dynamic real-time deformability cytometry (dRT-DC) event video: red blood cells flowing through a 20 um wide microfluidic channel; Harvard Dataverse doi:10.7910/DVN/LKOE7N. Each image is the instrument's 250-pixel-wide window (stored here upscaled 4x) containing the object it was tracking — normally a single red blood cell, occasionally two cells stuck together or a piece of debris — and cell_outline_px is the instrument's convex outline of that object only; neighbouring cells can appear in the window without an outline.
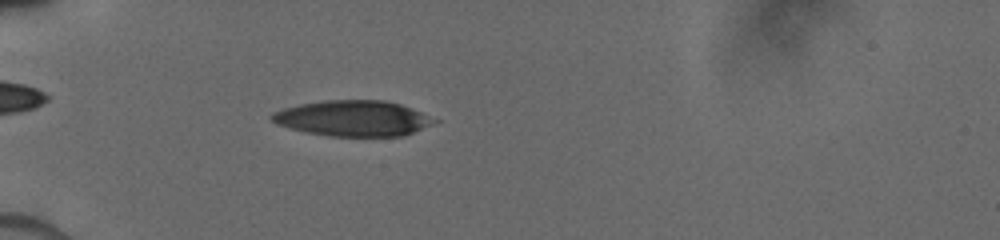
{"species": "human", "species_latin": "Homo sapiens", "temperature_condition": "cold", "stored_images_in_passage": 32, "camera_frame_rate_fps": 3000, "um_per_image_px": 0.085, "donor": {"sex": "male"}, "frame": {"image": 1, "passage_image": 18, "time_ms": 4.667, "image_size_px": [1000, 240], "cell_outline_px": [[440, 120], [432, 124], [404, 136], [328, 136], [304, 132], [288, 128], [276, 124], [268, 116], [272, 112], [284, 108], [300, 104], [324, 100], [384, 100], [400, 104]], "centroid_in_image_um": [29.97, 10.06], "position_along_channel_um": 55.0, "area_um2": 33.87}}
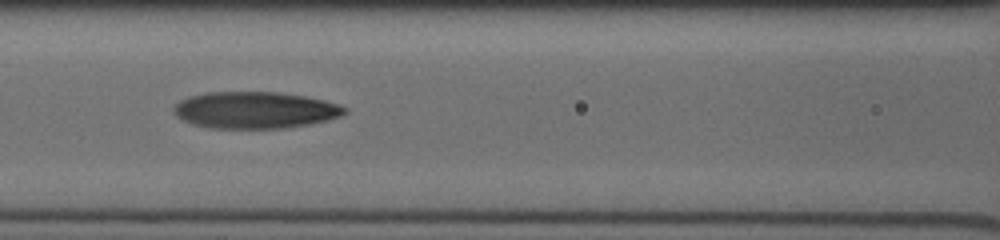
{"frame": {"image": 2, "passage_image": 27, "time_ms": 7.333, "image_size_px": [1000, 240], "cell_outline_px": [[348, 112], [340, 116], [308, 124], [288, 128], [208, 128], [192, 124], [176, 116], [172, 112], [172, 108], [180, 100], [192, 96], [208, 92], [276, 92], [304, 96], [324, 100], [340, 104], [348, 108]], "centroid_in_image_um": [21.67, 9.36], "position_along_channel_um": 144.9, "area_um2": 36.59}}
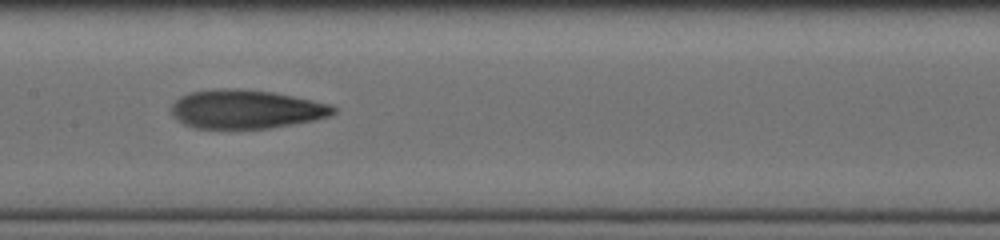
{"frame": {"image": 3, "passage_image": 30, "time_ms": 8.333, "image_size_px": [1000, 240], "cell_outline_px": [[336, 112], [328, 116], [312, 120], [268, 128], [196, 128], [184, 124], [172, 112], [172, 104], [180, 96], [192, 92], [220, 88], [236, 88], [272, 92], [312, 100], [328, 104], [336, 108]], "centroid_in_image_um": [20.9, 9.27], "position_along_channel_um": 186.5, "area_um2": 36.01}}